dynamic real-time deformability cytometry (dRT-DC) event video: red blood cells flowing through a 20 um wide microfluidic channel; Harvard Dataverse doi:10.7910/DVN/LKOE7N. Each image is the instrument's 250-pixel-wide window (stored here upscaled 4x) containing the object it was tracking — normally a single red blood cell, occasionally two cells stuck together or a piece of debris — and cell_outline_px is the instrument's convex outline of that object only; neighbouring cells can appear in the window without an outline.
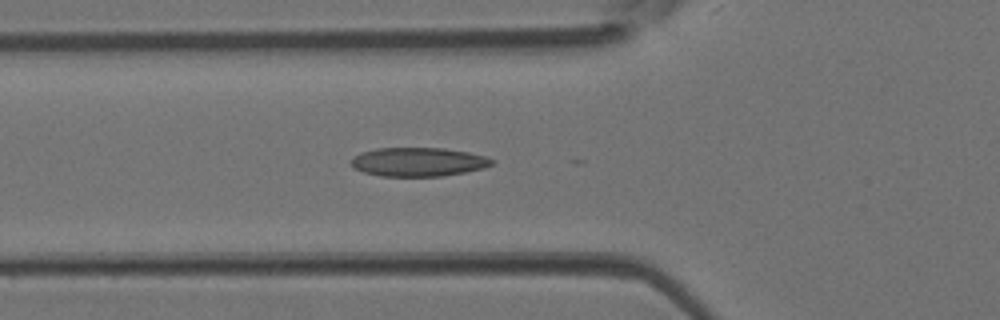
{"species": "Egyptian fruit bat (a non-hibernating species)", "species_latin": "Rousettus aegyptiacus", "temperature_condition": "room temperature", "stored_images_in_passage": 14, "camera_frame_rate_fps": 3000, "um_per_image_px": 0.085, "animal": {"sex": "female"}, "frame": {"image": 1, "passage_image": 2, "time_ms": 0.333, "image_size_px": [1000, 320], "cell_outline_px": [[496, 160], [492, 164], [484, 168], [444, 176], [380, 176], [364, 172], [352, 168], [352, 156], [360, 152], [376, 148], [444, 148], [468, 152], [484, 156]], "centroid_in_image_um": [35.53, 13.76], "position_along_channel_um": 90.3, "area_um2": 23.76}}
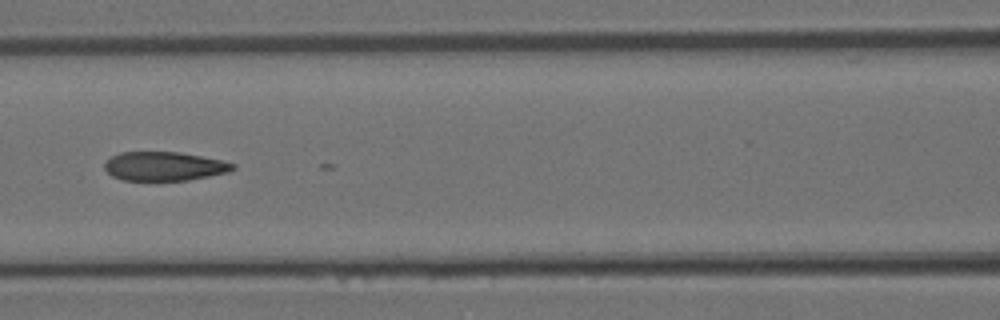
{"frame": {"image": 2, "passage_image": 6, "time_ms": 1.667, "image_size_px": [1000, 320], "cell_outline_px": [[236, 168], [228, 172], [188, 180], [124, 180], [112, 176], [104, 168], [104, 164], [112, 156], [120, 152], [180, 152], [220, 160], [236, 164]], "centroid_in_image_um": [13.96, 14.13], "position_along_channel_um": 152.6, "area_um2": 21.44}}
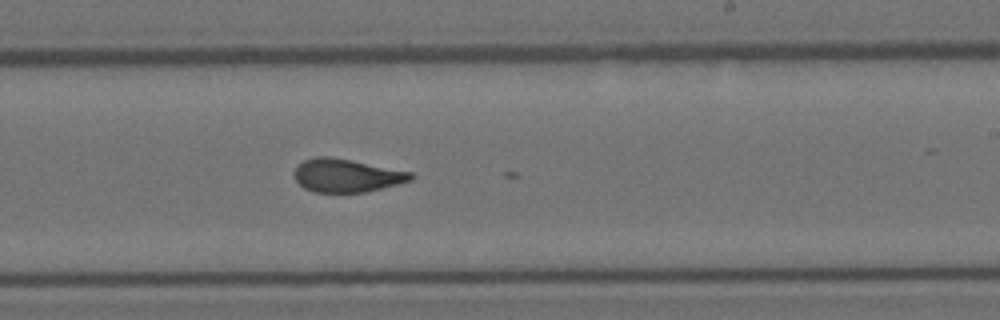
{"frame": {"image": 3, "passage_image": 13, "time_ms": 4.0, "image_size_px": [1000, 320], "cell_outline_px": [[416, 176], [412, 180], [364, 192], [312, 192], [304, 188], [292, 176], [292, 172], [296, 164], [304, 160], [316, 156], [328, 156], [412, 172]], "centroid_in_image_um": [29.39, 14.91], "position_along_channel_um": 259.6, "area_um2": 22.54}}